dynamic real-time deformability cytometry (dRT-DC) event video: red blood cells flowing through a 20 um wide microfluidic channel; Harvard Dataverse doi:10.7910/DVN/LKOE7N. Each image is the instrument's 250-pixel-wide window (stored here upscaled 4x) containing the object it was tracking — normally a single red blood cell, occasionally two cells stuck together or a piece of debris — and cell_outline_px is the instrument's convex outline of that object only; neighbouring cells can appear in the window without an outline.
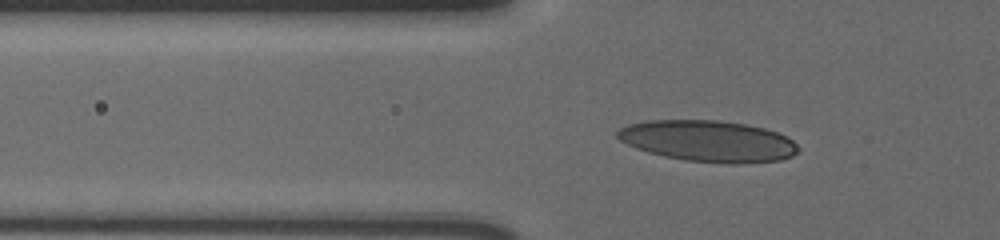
{"species": "human", "species_latin": "Homo sapiens", "temperature_condition": "cold", "stored_images_in_passage": 47, "camera_frame_rate_fps": 3000, "um_per_image_px": 0.085, "donor": {"sex": "male"}, "frame": {"image": 1, "passage_image": 10, "time_ms": 3.0, "image_size_px": [1000, 240], "cell_outline_px": [[800, 148], [792, 156], [780, 160], [744, 164], [736, 164], [684, 160], [664, 156], [648, 152], [636, 148], [620, 140], [616, 136], [616, 132], [620, 128], [628, 124], [648, 120], [720, 120], [744, 124], [764, 128], [776, 132], [792, 140]], "centroid_in_image_um": [60.19, 11.99], "position_along_channel_um": 65.6, "area_um2": 43.47}}
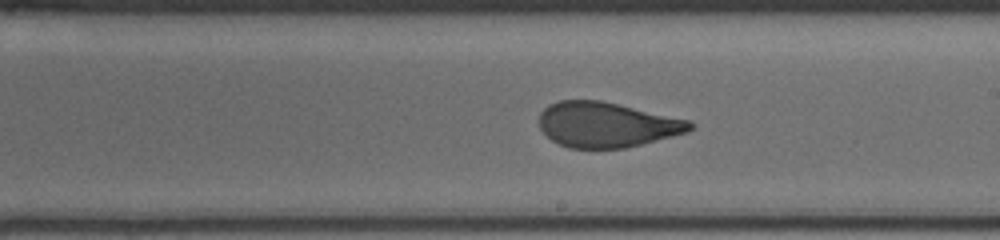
{"frame": {"image": 2, "passage_image": 25, "time_ms": 8.0, "image_size_px": [1000, 240], "cell_outline_px": [[696, 124], [688, 132], [624, 148], [568, 148], [552, 140], [540, 128], [540, 112], [548, 104], [560, 100], [600, 100], [692, 120]], "centroid_in_image_um": [51.59, 10.59], "position_along_channel_um": 237.4, "area_um2": 39.65}}
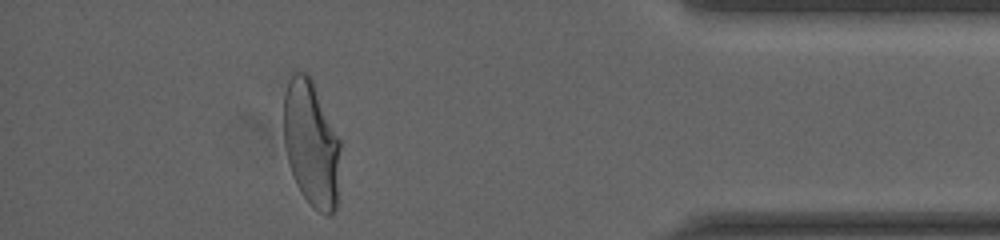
{"frame": {"image": 3, "passage_image": 42, "time_ms": 13.667, "image_size_px": [1000, 240], "cell_outline_px": [[340, 148], [336, 208], [332, 216], [328, 216], [312, 208], [300, 192], [296, 184], [288, 164], [284, 144], [284, 92], [288, 80], [296, 72], [308, 72], [312, 80], [340, 140]], "centroid_in_image_um": [26.44, 12.25], "position_along_channel_um": 408.8, "area_um2": 41.73}, "authors_computed_cell_mechanics": {"area_um2": 41.1536, "velocity_mm_per_s": 3.6012, "shape_relaxation_time_tau1_ms": 4.9349, "shape_relaxation_time_tau2_ms": null, "deformation_change_tau1": 0.1735, "deformation_change_tau2": null}}